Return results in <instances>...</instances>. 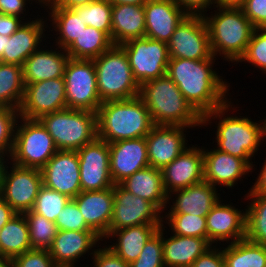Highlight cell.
Segmentation results:
<instances>
[{"instance_id": "cell-6", "label": "cell", "mask_w": 266, "mask_h": 267, "mask_svg": "<svg viewBox=\"0 0 266 267\" xmlns=\"http://www.w3.org/2000/svg\"><path fill=\"white\" fill-rule=\"evenodd\" d=\"M93 61L102 102L139 96L140 85L134 79L128 56L120 45H113Z\"/></svg>"}, {"instance_id": "cell-61", "label": "cell", "mask_w": 266, "mask_h": 267, "mask_svg": "<svg viewBox=\"0 0 266 267\" xmlns=\"http://www.w3.org/2000/svg\"><path fill=\"white\" fill-rule=\"evenodd\" d=\"M0 267H11V263L8 260L0 258Z\"/></svg>"}, {"instance_id": "cell-25", "label": "cell", "mask_w": 266, "mask_h": 267, "mask_svg": "<svg viewBox=\"0 0 266 267\" xmlns=\"http://www.w3.org/2000/svg\"><path fill=\"white\" fill-rule=\"evenodd\" d=\"M73 200L76 202L87 226L102 241L105 240L113 216V188L81 191Z\"/></svg>"}, {"instance_id": "cell-10", "label": "cell", "mask_w": 266, "mask_h": 267, "mask_svg": "<svg viewBox=\"0 0 266 267\" xmlns=\"http://www.w3.org/2000/svg\"><path fill=\"white\" fill-rule=\"evenodd\" d=\"M120 46L126 52L133 77L140 86L166 74L169 63L166 42L143 37L131 39Z\"/></svg>"}, {"instance_id": "cell-50", "label": "cell", "mask_w": 266, "mask_h": 267, "mask_svg": "<svg viewBox=\"0 0 266 267\" xmlns=\"http://www.w3.org/2000/svg\"><path fill=\"white\" fill-rule=\"evenodd\" d=\"M191 267H225L223 245H213L204 254L200 255Z\"/></svg>"}, {"instance_id": "cell-46", "label": "cell", "mask_w": 266, "mask_h": 267, "mask_svg": "<svg viewBox=\"0 0 266 267\" xmlns=\"http://www.w3.org/2000/svg\"><path fill=\"white\" fill-rule=\"evenodd\" d=\"M10 263L11 267H58L53 261L49 250L45 249L28 250L15 256Z\"/></svg>"}, {"instance_id": "cell-60", "label": "cell", "mask_w": 266, "mask_h": 267, "mask_svg": "<svg viewBox=\"0 0 266 267\" xmlns=\"http://www.w3.org/2000/svg\"><path fill=\"white\" fill-rule=\"evenodd\" d=\"M4 47H5V36L0 35V58L2 57Z\"/></svg>"}, {"instance_id": "cell-5", "label": "cell", "mask_w": 266, "mask_h": 267, "mask_svg": "<svg viewBox=\"0 0 266 267\" xmlns=\"http://www.w3.org/2000/svg\"><path fill=\"white\" fill-rule=\"evenodd\" d=\"M96 115L97 137L109 144L146 137L154 126L148 108L139 96L104 101Z\"/></svg>"}, {"instance_id": "cell-15", "label": "cell", "mask_w": 266, "mask_h": 267, "mask_svg": "<svg viewBox=\"0 0 266 267\" xmlns=\"http://www.w3.org/2000/svg\"><path fill=\"white\" fill-rule=\"evenodd\" d=\"M76 152L79 156L81 191L113 188L109 143L97 137Z\"/></svg>"}, {"instance_id": "cell-51", "label": "cell", "mask_w": 266, "mask_h": 267, "mask_svg": "<svg viewBox=\"0 0 266 267\" xmlns=\"http://www.w3.org/2000/svg\"><path fill=\"white\" fill-rule=\"evenodd\" d=\"M188 15H203L216 6V0H174ZM213 5V6H212Z\"/></svg>"}, {"instance_id": "cell-57", "label": "cell", "mask_w": 266, "mask_h": 267, "mask_svg": "<svg viewBox=\"0 0 266 267\" xmlns=\"http://www.w3.org/2000/svg\"><path fill=\"white\" fill-rule=\"evenodd\" d=\"M10 161V158L6 154L0 153V188L3 179V173L6 164Z\"/></svg>"}, {"instance_id": "cell-35", "label": "cell", "mask_w": 266, "mask_h": 267, "mask_svg": "<svg viewBox=\"0 0 266 267\" xmlns=\"http://www.w3.org/2000/svg\"><path fill=\"white\" fill-rule=\"evenodd\" d=\"M112 46L113 42L105 32L87 26L65 51L70 58L95 59Z\"/></svg>"}, {"instance_id": "cell-56", "label": "cell", "mask_w": 266, "mask_h": 267, "mask_svg": "<svg viewBox=\"0 0 266 267\" xmlns=\"http://www.w3.org/2000/svg\"><path fill=\"white\" fill-rule=\"evenodd\" d=\"M246 0H216V5L222 7H241Z\"/></svg>"}, {"instance_id": "cell-18", "label": "cell", "mask_w": 266, "mask_h": 267, "mask_svg": "<svg viewBox=\"0 0 266 267\" xmlns=\"http://www.w3.org/2000/svg\"><path fill=\"white\" fill-rule=\"evenodd\" d=\"M184 126L154 125L145 137L149 166L162 170L190 145Z\"/></svg>"}, {"instance_id": "cell-53", "label": "cell", "mask_w": 266, "mask_h": 267, "mask_svg": "<svg viewBox=\"0 0 266 267\" xmlns=\"http://www.w3.org/2000/svg\"><path fill=\"white\" fill-rule=\"evenodd\" d=\"M98 0H43L42 7H60L73 9L77 6H85Z\"/></svg>"}, {"instance_id": "cell-38", "label": "cell", "mask_w": 266, "mask_h": 267, "mask_svg": "<svg viewBox=\"0 0 266 267\" xmlns=\"http://www.w3.org/2000/svg\"><path fill=\"white\" fill-rule=\"evenodd\" d=\"M162 225H164L171 234L208 239L206 217L193 214L164 212ZM168 226L169 228H167Z\"/></svg>"}, {"instance_id": "cell-26", "label": "cell", "mask_w": 266, "mask_h": 267, "mask_svg": "<svg viewBox=\"0 0 266 267\" xmlns=\"http://www.w3.org/2000/svg\"><path fill=\"white\" fill-rule=\"evenodd\" d=\"M143 7L145 37L166 43L188 15L174 0H148Z\"/></svg>"}, {"instance_id": "cell-29", "label": "cell", "mask_w": 266, "mask_h": 267, "mask_svg": "<svg viewBox=\"0 0 266 267\" xmlns=\"http://www.w3.org/2000/svg\"><path fill=\"white\" fill-rule=\"evenodd\" d=\"M161 226L162 224H143L114 230L103 242L107 244L108 239L113 240L110 241L111 245L107 244L108 247L130 264L138 258L146 242Z\"/></svg>"}, {"instance_id": "cell-20", "label": "cell", "mask_w": 266, "mask_h": 267, "mask_svg": "<svg viewBox=\"0 0 266 267\" xmlns=\"http://www.w3.org/2000/svg\"><path fill=\"white\" fill-rule=\"evenodd\" d=\"M100 241L102 239L93 231L58 230L48 250L58 267H77L82 257L87 259L84 256L90 255L92 258ZM81 266L84 267L80 263L78 267Z\"/></svg>"}, {"instance_id": "cell-33", "label": "cell", "mask_w": 266, "mask_h": 267, "mask_svg": "<svg viewBox=\"0 0 266 267\" xmlns=\"http://www.w3.org/2000/svg\"><path fill=\"white\" fill-rule=\"evenodd\" d=\"M31 249L27 220L24 214H16L1 228L0 258L11 261Z\"/></svg>"}, {"instance_id": "cell-42", "label": "cell", "mask_w": 266, "mask_h": 267, "mask_svg": "<svg viewBox=\"0 0 266 267\" xmlns=\"http://www.w3.org/2000/svg\"><path fill=\"white\" fill-rule=\"evenodd\" d=\"M246 62L266 74V28H255L245 54L236 64Z\"/></svg>"}, {"instance_id": "cell-49", "label": "cell", "mask_w": 266, "mask_h": 267, "mask_svg": "<svg viewBox=\"0 0 266 267\" xmlns=\"http://www.w3.org/2000/svg\"><path fill=\"white\" fill-rule=\"evenodd\" d=\"M241 8L255 28H266V0H246Z\"/></svg>"}, {"instance_id": "cell-2", "label": "cell", "mask_w": 266, "mask_h": 267, "mask_svg": "<svg viewBox=\"0 0 266 267\" xmlns=\"http://www.w3.org/2000/svg\"><path fill=\"white\" fill-rule=\"evenodd\" d=\"M232 103L231 99L222 107L206 113L203 116L202 127L206 126L207 128V125H210L211 128V123L218 120V122H214L216 124L214 127L217 128L213 130L215 131L214 134H216L215 140L213 139L212 143L214 144L215 142L214 147L222 152L243 159L252 168L253 172L257 168H255V164L252 161L254 159L252 158L256 154L258 155L257 151L261 150L259 147L262 144L260 121H252L248 116L239 115L238 117L237 114L234 115L233 112H235L236 108L234 103ZM230 110L233 112H229Z\"/></svg>"}, {"instance_id": "cell-24", "label": "cell", "mask_w": 266, "mask_h": 267, "mask_svg": "<svg viewBox=\"0 0 266 267\" xmlns=\"http://www.w3.org/2000/svg\"><path fill=\"white\" fill-rule=\"evenodd\" d=\"M218 191L220 190L207 181L172 191L167 196L166 213H184L206 217L212 207L222 198Z\"/></svg>"}, {"instance_id": "cell-41", "label": "cell", "mask_w": 266, "mask_h": 267, "mask_svg": "<svg viewBox=\"0 0 266 267\" xmlns=\"http://www.w3.org/2000/svg\"><path fill=\"white\" fill-rule=\"evenodd\" d=\"M70 199L71 198L67 195L61 194L43 185L39 190L31 211L55 222L58 214Z\"/></svg>"}, {"instance_id": "cell-12", "label": "cell", "mask_w": 266, "mask_h": 267, "mask_svg": "<svg viewBox=\"0 0 266 267\" xmlns=\"http://www.w3.org/2000/svg\"><path fill=\"white\" fill-rule=\"evenodd\" d=\"M167 46L169 58L217 59L213 56L202 15H187L175 29Z\"/></svg>"}, {"instance_id": "cell-59", "label": "cell", "mask_w": 266, "mask_h": 267, "mask_svg": "<svg viewBox=\"0 0 266 267\" xmlns=\"http://www.w3.org/2000/svg\"><path fill=\"white\" fill-rule=\"evenodd\" d=\"M261 125V141L266 143V117L263 120H259ZM265 140V141H264Z\"/></svg>"}, {"instance_id": "cell-39", "label": "cell", "mask_w": 266, "mask_h": 267, "mask_svg": "<svg viewBox=\"0 0 266 267\" xmlns=\"http://www.w3.org/2000/svg\"><path fill=\"white\" fill-rule=\"evenodd\" d=\"M73 10L87 26L101 30L111 38L112 3L109 0H98L85 6H77Z\"/></svg>"}, {"instance_id": "cell-28", "label": "cell", "mask_w": 266, "mask_h": 267, "mask_svg": "<svg viewBox=\"0 0 266 267\" xmlns=\"http://www.w3.org/2000/svg\"><path fill=\"white\" fill-rule=\"evenodd\" d=\"M166 230L162 225L163 261L165 267H191L192 263L200 255L213 246L206 238L171 235Z\"/></svg>"}, {"instance_id": "cell-45", "label": "cell", "mask_w": 266, "mask_h": 267, "mask_svg": "<svg viewBox=\"0 0 266 267\" xmlns=\"http://www.w3.org/2000/svg\"><path fill=\"white\" fill-rule=\"evenodd\" d=\"M55 225L58 230L92 231L73 199H70L58 214Z\"/></svg>"}, {"instance_id": "cell-8", "label": "cell", "mask_w": 266, "mask_h": 267, "mask_svg": "<svg viewBox=\"0 0 266 267\" xmlns=\"http://www.w3.org/2000/svg\"><path fill=\"white\" fill-rule=\"evenodd\" d=\"M57 151L53 138L39 120L19 117L10 162L41 170Z\"/></svg>"}, {"instance_id": "cell-40", "label": "cell", "mask_w": 266, "mask_h": 267, "mask_svg": "<svg viewBox=\"0 0 266 267\" xmlns=\"http://www.w3.org/2000/svg\"><path fill=\"white\" fill-rule=\"evenodd\" d=\"M23 214L27 220L32 249L48 250L52 246L53 239L58 231L55 222L32 211Z\"/></svg>"}, {"instance_id": "cell-19", "label": "cell", "mask_w": 266, "mask_h": 267, "mask_svg": "<svg viewBox=\"0 0 266 267\" xmlns=\"http://www.w3.org/2000/svg\"><path fill=\"white\" fill-rule=\"evenodd\" d=\"M43 185L69 198L81 192L79 156L76 151L58 150L41 169Z\"/></svg>"}, {"instance_id": "cell-31", "label": "cell", "mask_w": 266, "mask_h": 267, "mask_svg": "<svg viewBox=\"0 0 266 267\" xmlns=\"http://www.w3.org/2000/svg\"><path fill=\"white\" fill-rule=\"evenodd\" d=\"M145 37L144 7L132 4H112L113 45Z\"/></svg>"}, {"instance_id": "cell-44", "label": "cell", "mask_w": 266, "mask_h": 267, "mask_svg": "<svg viewBox=\"0 0 266 267\" xmlns=\"http://www.w3.org/2000/svg\"><path fill=\"white\" fill-rule=\"evenodd\" d=\"M20 115L18 110L0 106V153L9 158L14 146L15 128Z\"/></svg>"}, {"instance_id": "cell-21", "label": "cell", "mask_w": 266, "mask_h": 267, "mask_svg": "<svg viewBox=\"0 0 266 267\" xmlns=\"http://www.w3.org/2000/svg\"><path fill=\"white\" fill-rule=\"evenodd\" d=\"M210 149V150H209ZM204 156V181L215 188L234 189L238 181L252 174V168L241 158L222 152L215 147L202 146Z\"/></svg>"}, {"instance_id": "cell-47", "label": "cell", "mask_w": 266, "mask_h": 267, "mask_svg": "<svg viewBox=\"0 0 266 267\" xmlns=\"http://www.w3.org/2000/svg\"><path fill=\"white\" fill-rule=\"evenodd\" d=\"M92 259L93 261L91 260V262L94 266L91 263L83 265H87L85 267H89V265H91L90 267H130L129 263H126L115 254L105 243H101L100 246L95 249Z\"/></svg>"}, {"instance_id": "cell-16", "label": "cell", "mask_w": 266, "mask_h": 267, "mask_svg": "<svg viewBox=\"0 0 266 267\" xmlns=\"http://www.w3.org/2000/svg\"><path fill=\"white\" fill-rule=\"evenodd\" d=\"M223 202L221 198L206 216L208 240L212 245L216 243V246L231 244L246 237V209H238L230 201L228 204Z\"/></svg>"}, {"instance_id": "cell-34", "label": "cell", "mask_w": 266, "mask_h": 267, "mask_svg": "<svg viewBox=\"0 0 266 267\" xmlns=\"http://www.w3.org/2000/svg\"><path fill=\"white\" fill-rule=\"evenodd\" d=\"M225 267H265L266 246L242 239L223 245Z\"/></svg>"}, {"instance_id": "cell-54", "label": "cell", "mask_w": 266, "mask_h": 267, "mask_svg": "<svg viewBox=\"0 0 266 267\" xmlns=\"http://www.w3.org/2000/svg\"><path fill=\"white\" fill-rule=\"evenodd\" d=\"M263 161L264 163H262L261 169H259L260 172L259 174L257 173V178L255 177V182L252 183L253 185L245 193L266 194V158Z\"/></svg>"}, {"instance_id": "cell-43", "label": "cell", "mask_w": 266, "mask_h": 267, "mask_svg": "<svg viewBox=\"0 0 266 267\" xmlns=\"http://www.w3.org/2000/svg\"><path fill=\"white\" fill-rule=\"evenodd\" d=\"M130 267H165L163 261L162 226L149 238Z\"/></svg>"}, {"instance_id": "cell-9", "label": "cell", "mask_w": 266, "mask_h": 267, "mask_svg": "<svg viewBox=\"0 0 266 267\" xmlns=\"http://www.w3.org/2000/svg\"><path fill=\"white\" fill-rule=\"evenodd\" d=\"M66 107L97 112L102 101L98 95L93 59L69 58L64 72Z\"/></svg>"}, {"instance_id": "cell-22", "label": "cell", "mask_w": 266, "mask_h": 267, "mask_svg": "<svg viewBox=\"0 0 266 267\" xmlns=\"http://www.w3.org/2000/svg\"><path fill=\"white\" fill-rule=\"evenodd\" d=\"M167 194L204 181V156L202 146L190 145L162 170Z\"/></svg>"}, {"instance_id": "cell-55", "label": "cell", "mask_w": 266, "mask_h": 267, "mask_svg": "<svg viewBox=\"0 0 266 267\" xmlns=\"http://www.w3.org/2000/svg\"><path fill=\"white\" fill-rule=\"evenodd\" d=\"M17 213L0 197V228H2Z\"/></svg>"}, {"instance_id": "cell-32", "label": "cell", "mask_w": 266, "mask_h": 267, "mask_svg": "<svg viewBox=\"0 0 266 267\" xmlns=\"http://www.w3.org/2000/svg\"><path fill=\"white\" fill-rule=\"evenodd\" d=\"M42 8L49 13L47 15V21H49L47 23H50L48 24V32L55 31L56 33L53 36L55 37V42H53V44L64 50H66L80 35L83 29L87 27L82 18L73 9L60 7Z\"/></svg>"}, {"instance_id": "cell-11", "label": "cell", "mask_w": 266, "mask_h": 267, "mask_svg": "<svg viewBox=\"0 0 266 267\" xmlns=\"http://www.w3.org/2000/svg\"><path fill=\"white\" fill-rule=\"evenodd\" d=\"M42 186L41 170L21 167L9 161L4 169L0 197L17 214H23L32 210Z\"/></svg>"}, {"instance_id": "cell-48", "label": "cell", "mask_w": 266, "mask_h": 267, "mask_svg": "<svg viewBox=\"0 0 266 267\" xmlns=\"http://www.w3.org/2000/svg\"><path fill=\"white\" fill-rule=\"evenodd\" d=\"M32 2H35L36 4L38 3V5L41 6L42 8L43 0H0V12L6 15L16 16L26 21H30L34 19L35 17H37L36 15L34 16L32 14L28 15V13H30L28 12L29 11L28 5L30 4L29 6L31 7V5L34 4ZM31 15L33 18H30ZM26 16H30V17L27 18Z\"/></svg>"}, {"instance_id": "cell-30", "label": "cell", "mask_w": 266, "mask_h": 267, "mask_svg": "<svg viewBox=\"0 0 266 267\" xmlns=\"http://www.w3.org/2000/svg\"><path fill=\"white\" fill-rule=\"evenodd\" d=\"M120 185L133 195L152 203L162 214L167 204L162 171L148 166L126 178Z\"/></svg>"}, {"instance_id": "cell-27", "label": "cell", "mask_w": 266, "mask_h": 267, "mask_svg": "<svg viewBox=\"0 0 266 267\" xmlns=\"http://www.w3.org/2000/svg\"><path fill=\"white\" fill-rule=\"evenodd\" d=\"M46 45L45 43L43 47L33 52L24 62L22 66L24 85L64 76L69 55L58 46L54 48L52 44L48 48Z\"/></svg>"}, {"instance_id": "cell-14", "label": "cell", "mask_w": 266, "mask_h": 267, "mask_svg": "<svg viewBox=\"0 0 266 267\" xmlns=\"http://www.w3.org/2000/svg\"><path fill=\"white\" fill-rule=\"evenodd\" d=\"M113 216L107 236L114 230L143 224H162L163 214L150 202L120 184L113 186Z\"/></svg>"}, {"instance_id": "cell-7", "label": "cell", "mask_w": 266, "mask_h": 267, "mask_svg": "<svg viewBox=\"0 0 266 267\" xmlns=\"http://www.w3.org/2000/svg\"><path fill=\"white\" fill-rule=\"evenodd\" d=\"M38 120L58 150L77 151L97 138L96 112L66 108Z\"/></svg>"}, {"instance_id": "cell-4", "label": "cell", "mask_w": 266, "mask_h": 267, "mask_svg": "<svg viewBox=\"0 0 266 267\" xmlns=\"http://www.w3.org/2000/svg\"><path fill=\"white\" fill-rule=\"evenodd\" d=\"M217 8V9H216ZM212 13H204L213 56L234 63L245 54L255 27L245 16L241 7L216 5Z\"/></svg>"}, {"instance_id": "cell-17", "label": "cell", "mask_w": 266, "mask_h": 267, "mask_svg": "<svg viewBox=\"0 0 266 267\" xmlns=\"http://www.w3.org/2000/svg\"><path fill=\"white\" fill-rule=\"evenodd\" d=\"M36 15L37 18L35 17L32 21H25L13 34L5 36V47L0 62L16 64L22 67L33 52H36L45 42L49 41L48 39L50 38L48 36H53L47 34V17Z\"/></svg>"}, {"instance_id": "cell-23", "label": "cell", "mask_w": 266, "mask_h": 267, "mask_svg": "<svg viewBox=\"0 0 266 267\" xmlns=\"http://www.w3.org/2000/svg\"><path fill=\"white\" fill-rule=\"evenodd\" d=\"M110 150V174L114 184H120L135 172L149 166L146 138L112 142Z\"/></svg>"}, {"instance_id": "cell-58", "label": "cell", "mask_w": 266, "mask_h": 267, "mask_svg": "<svg viewBox=\"0 0 266 267\" xmlns=\"http://www.w3.org/2000/svg\"><path fill=\"white\" fill-rule=\"evenodd\" d=\"M112 4H132L143 6L148 0H109Z\"/></svg>"}, {"instance_id": "cell-52", "label": "cell", "mask_w": 266, "mask_h": 267, "mask_svg": "<svg viewBox=\"0 0 266 267\" xmlns=\"http://www.w3.org/2000/svg\"><path fill=\"white\" fill-rule=\"evenodd\" d=\"M25 22L24 19L16 16L6 15L0 12V35L10 36Z\"/></svg>"}, {"instance_id": "cell-1", "label": "cell", "mask_w": 266, "mask_h": 267, "mask_svg": "<svg viewBox=\"0 0 266 267\" xmlns=\"http://www.w3.org/2000/svg\"><path fill=\"white\" fill-rule=\"evenodd\" d=\"M216 60L169 58L167 65L166 74L202 117L231 100L230 83L214 69Z\"/></svg>"}, {"instance_id": "cell-37", "label": "cell", "mask_w": 266, "mask_h": 267, "mask_svg": "<svg viewBox=\"0 0 266 267\" xmlns=\"http://www.w3.org/2000/svg\"><path fill=\"white\" fill-rule=\"evenodd\" d=\"M244 199L248 200L245 207V238L251 242L266 246V194L247 193L244 194Z\"/></svg>"}, {"instance_id": "cell-13", "label": "cell", "mask_w": 266, "mask_h": 267, "mask_svg": "<svg viewBox=\"0 0 266 267\" xmlns=\"http://www.w3.org/2000/svg\"><path fill=\"white\" fill-rule=\"evenodd\" d=\"M66 108L65 80L60 77L25 85L18 112L22 118L38 120Z\"/></svg>"}, {"instance_id": "cell-36", "label": "cell", "mask_w": 266, "mask_h": 267, "mask_svg": "<svg viewBox=\"0 0 266 267\" xmlns=\"http://www.w3.org/2000/svg\"><path fill=\"white\" fill-rule=\"evenodd\" d=\"M24 89L22 67L0 62V106L19 110Z\"/></svg>"}, {"instance_id": "cell-3", "label": "cell", "mask_w": 266, "mask_h": 267, "mask_svg": "<svg viewBox=\"0 0 266 267\" xmlns=\"http://www.w3.org/2000/svg\"><path fill=\"white\" fill-rule=\"evenodd\" d=\"M139 97L148 108L154 125L202 127L203 117L167 74L143 83Z\"/></svg>"}]
</instances>
